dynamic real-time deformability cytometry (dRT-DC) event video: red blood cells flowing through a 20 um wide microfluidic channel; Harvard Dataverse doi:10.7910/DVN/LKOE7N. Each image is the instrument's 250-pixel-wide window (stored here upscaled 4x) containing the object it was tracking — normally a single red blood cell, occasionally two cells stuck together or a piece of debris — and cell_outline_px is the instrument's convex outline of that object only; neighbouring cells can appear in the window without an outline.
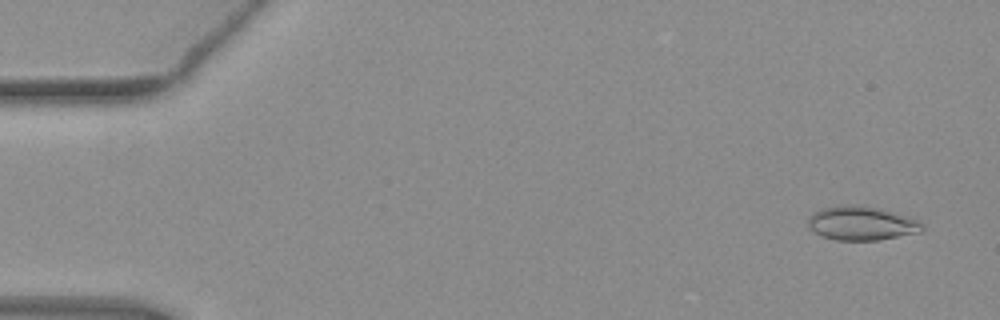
{"species": "common noctule bat (a hibernating species)", "species_latin": "Nyctalus noctula", "temperature_condition": "warm", "stored_images_in_passage": 9, "camera_frame_rate_fps": 3000, "um_per_image_px": 0.085, "animal": {"sex": "female", "body_mass_g": 19.3, "forearm_length_mm": 54.1}, "frame": {"image": 1, "passage_image": 3, "time_ms": 0.667, "image_size_px": [1000, 320], "cell_outline_px": [[924, 228], [920, 232], [876, 240], [836, 240], [820, 236], [808, 228], [808, 216], [820, 208], [840, 204], [864, 204], [880, 208], [916, 220]], "centroid_in_image_um": [73.13, 18.96], "position_along_channel_um": 11.9, "area_um2": 22.72}}